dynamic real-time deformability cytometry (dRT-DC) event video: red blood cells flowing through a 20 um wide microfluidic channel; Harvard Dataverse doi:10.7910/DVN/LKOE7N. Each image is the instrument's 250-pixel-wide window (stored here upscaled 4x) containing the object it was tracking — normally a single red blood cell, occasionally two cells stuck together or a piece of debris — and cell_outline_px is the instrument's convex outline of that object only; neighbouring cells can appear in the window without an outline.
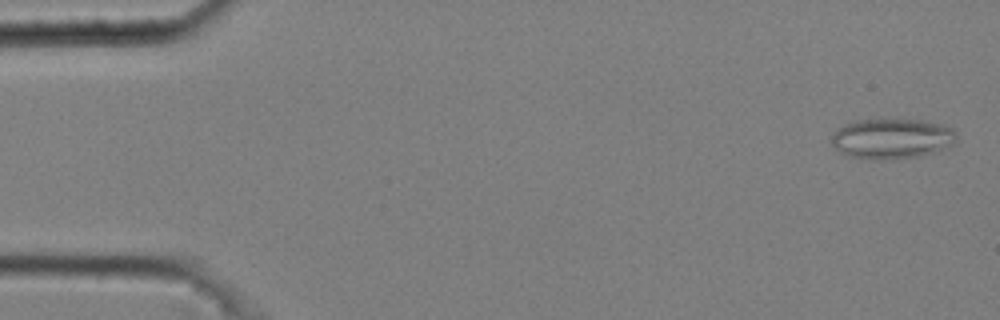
{"species": "common noctule bat (a hibernating species)", "species_latin": "Nyctalus noctula", "temperature_condition": "cold", "stored_images_in_passage": 50, "camera_frame_rate_fps": 3000, "um_per_image_px": 0.085, "animal": {"sex": "male", "body_mass_g": 20.4}, "frame": {"image": 1, "passage_image": 2, "time_ms": 0.333, "image_size_px": [1000, 320], "cell_outline_px": [[956, 144], [920, 156], [880, 160], [872, 160], [852, 156], [840, 152], [832, 144], [832, 136], [836, 128], [844, 124], [856, 120], [880, 116], [896, 116], [944, 124], [952, 128], [956, 132]], "centroid_in_image_um": [75.81, 11.71], "position_along_channel_um": 9.2, "area_um2": 30.46}}
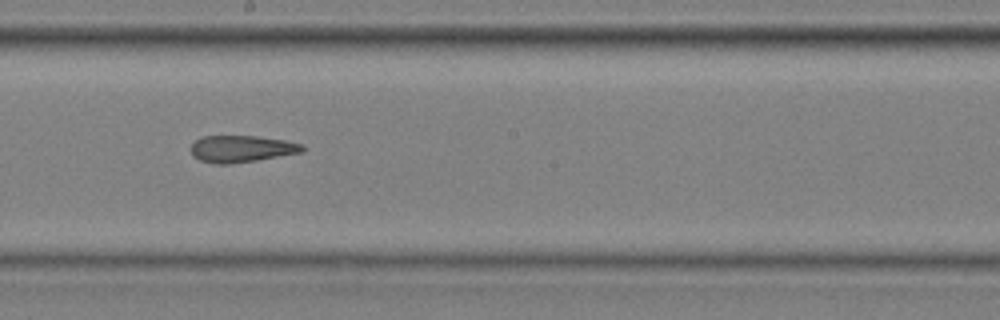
{"frame": {"image": 2, "passage_image": 30, "time_ms": 9.667, "image_size_px": [1000, 320], "cell_outline_px": [[308, 148], [304, 152], [256, 160], [228, 164], [216, 164], [200, 160], [192, 156], [188, 148], [200, 136], [256, 136], [284, 140], [304, 144]], "centroid_in_image_um": [20.53, 12.65], "position_along_channel_um": 227.7, "area_um2": 17.69}}
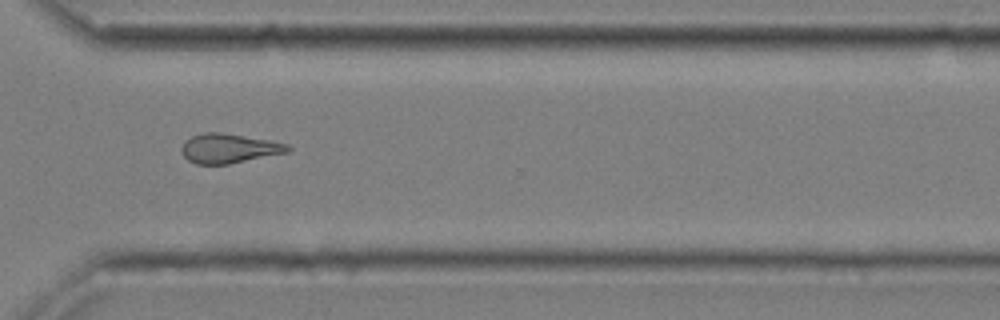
{"frame": {"image": 3, "passage_image": 40, "time_ms": 13.0, "image_size_px": [1000, 320], "cell_outline_px": [[292, 148], [288, 152], [228, 164], [196, 164], [188, 160], [184, 156], [180, 148], [192, 136], [204, 132], [220, 132], [272, 140], [288, 144]], "centroid_in_image_um": [19.49, 12.61], "position_along_channel_um": 351.1, "area_um2": 18.15}, "authors_computed_cell_mechanics": {"area_um2": 18.5538, "velocity_mm_per_s": 3.6943, "shape_relaxation_time_tau1_ms": null, "shape_relaxation_time_tau2_ms": 4.6198, "deformation_change_tau1": null, "deformation_change_tau2": 0.1647}}